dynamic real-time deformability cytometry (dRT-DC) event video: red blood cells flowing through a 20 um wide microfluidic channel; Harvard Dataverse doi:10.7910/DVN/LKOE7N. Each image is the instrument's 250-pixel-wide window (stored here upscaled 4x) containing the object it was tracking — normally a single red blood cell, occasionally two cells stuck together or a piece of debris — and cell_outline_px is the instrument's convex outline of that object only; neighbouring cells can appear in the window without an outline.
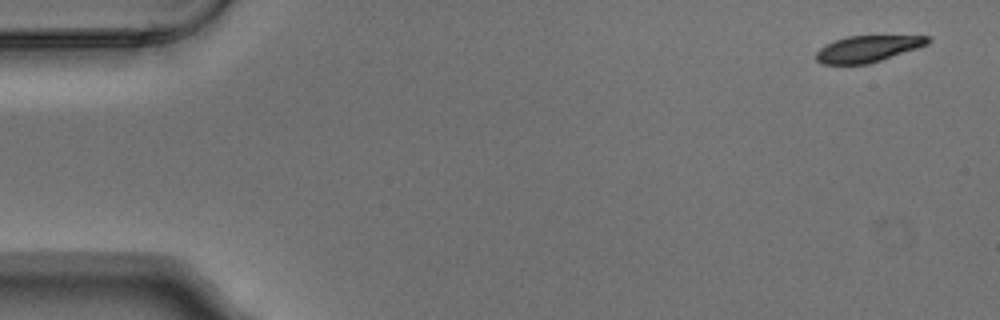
{"species": "Egyptian fruit bat (a non-hibernating species)", "species_latin": "Rousettus aegyptiacus", "temperature_condition": "warm", "stored_images_in_passage": 4, "camera_frame_rate_fps": 3000, "um_per_image_px": 0.085, "animal": {"sex": "male"}, "frame": {"image": 1, "passage_image": 1, "time_ms": 0.0, "image_size_px": [1000, 320], "cell_outline_px": [[932, 40], [928, 44], [868, 64], [820, 64], [816, 60], [816, 52], [820, 48], [836, 40], [848, 36], [932, 36]], "centroid_in_image_um": [73.75, 4.15], "position_along_channel_um": 11.2, "area_um2": 16.94}}
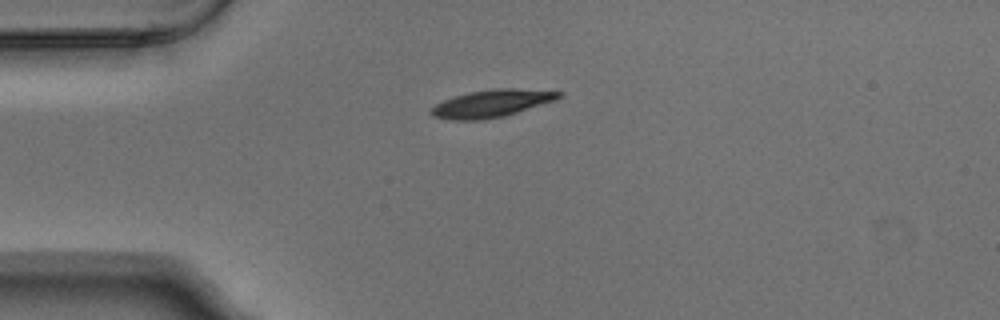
{"frame": {"image": 2, "passage_image": 4, "time_ms": 1.0, "image_size_px": [1000, 320], "cell_outline_px": [[564, 96], [556, 100], [504, 116], [480, 120], [452, 120], [432, 116], [428, 112], [436, 104], [444, 100], [468, 92], [492, 88], [516, 88], [564, 92]], "centroid_in_image_um": [41.81, 8.78], "position_along_channel_um": 43.2, "area_um2": 20.46}}